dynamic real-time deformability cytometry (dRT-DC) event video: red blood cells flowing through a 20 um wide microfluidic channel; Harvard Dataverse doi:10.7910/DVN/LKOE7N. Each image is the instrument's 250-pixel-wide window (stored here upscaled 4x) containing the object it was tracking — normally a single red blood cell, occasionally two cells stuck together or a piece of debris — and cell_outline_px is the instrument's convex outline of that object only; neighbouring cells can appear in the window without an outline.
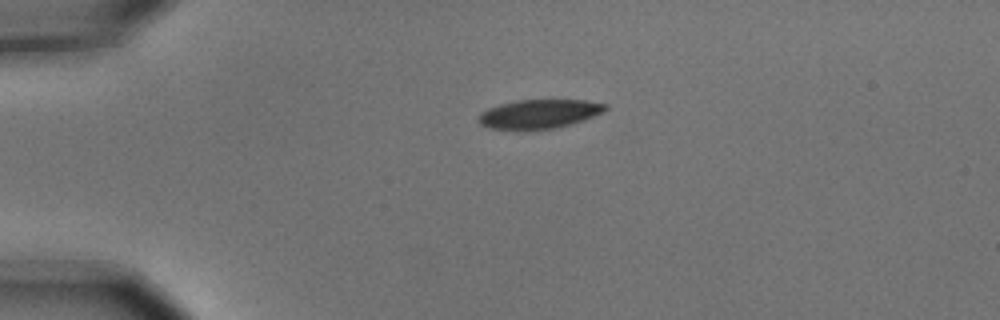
{"species": "common noctule bat (a hibernating species)", "species_latin": "Nyctalus noctula", "temperature_condition": "cold", "stored_images_in_passage": 2, "camera_frame_rate_fps": 3000, "um_per_image_px": 0.085, "animal": {"sex": "male", "body_mass_g": 15.6}, "frame": {"image": 1, "passage_image": 1, "time_ms": 0.0, "image_size_px": [1000, 320], "cell_outline_px": [[608, 108], [604, 112], [584, 120], [572, 124], [556, 128], [528, 132], [516, 132], [488, 128], [480, 124], [476, 120], [476, 116], [480, 112], [488, 108], [500, 104], [516, 100], [584, 100], [608, 104]], "centroid_in_image_um": [45.76, 9.73], "position_along_channel_um": 39.2, "area_um2": 22.48}}